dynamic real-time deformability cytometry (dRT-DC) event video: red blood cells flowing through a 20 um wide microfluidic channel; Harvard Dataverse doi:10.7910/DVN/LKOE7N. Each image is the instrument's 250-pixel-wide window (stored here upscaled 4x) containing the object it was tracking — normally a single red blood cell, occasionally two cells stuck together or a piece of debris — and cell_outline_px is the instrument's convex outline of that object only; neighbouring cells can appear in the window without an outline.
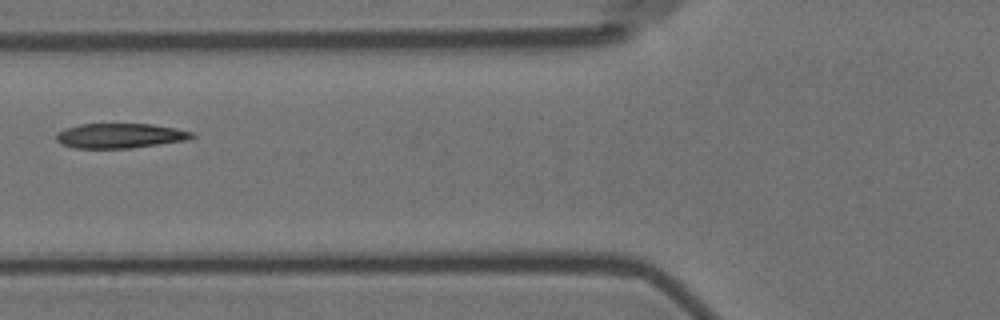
{"species": "Egyptian fruit bat (a non-hibernating species)", "species_latin": "Rousettus aegyptiacus", "temperature_condition": "room temperature", "stored_images_in_passage": 6, "camera_frame_rate_fps": 3000, "um_per_image_px": 0.085, "animal": {"sex": "female"}, "frame": {"image": 1, "passage_image": 4, "time_ms": 3.667, "image_size_px": [1000, 320], "cell_outline_px": [[196, 136], [184, 140], [128, 148], [76, 148], [64, 144], [56, 140], [56, 132], [64, 128], [80, 124], [152, 124], [176, 128], [192, 132]], "centroid_in_image_um": [10.16, 11.52], "position_along_channel_um": 115.6, "area_um2": 19.36}}
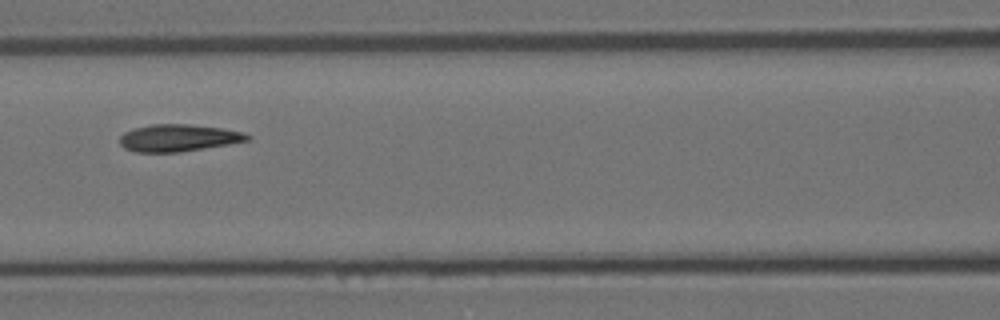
{"frame": {"image": 2, "passage_image": 5, "time_ms": 4.667, "image_size_px": [1000, 320], "cell_outline_px": [[252, 140], [180, 152], [136, 152], [124, 148], [120, 144], [120, 136], [124, 132], [132, 128], [152, 124], [188, 124], [220, 128], [240, 132], [252, 136]], "centroid_in_image_um": [15.14, 11.72], "position_along_channel_um": 151.5, "area_um2": 20.11}}
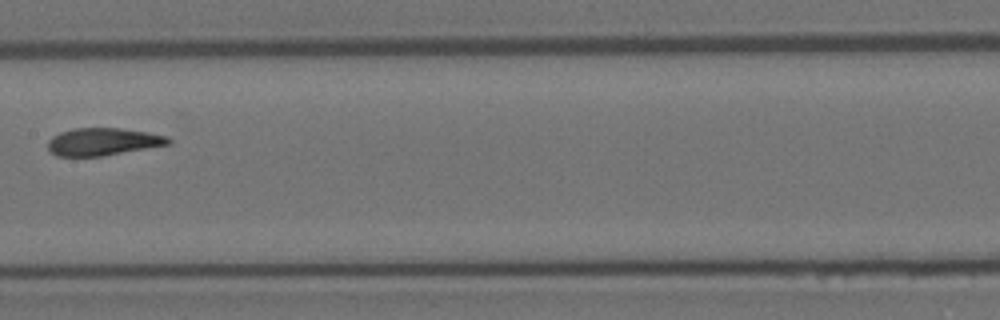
{"frame": {"image": 3, "passage_image": 6, "time_ms": 6.0, "image_size_px": [1000, 320], "cell_outline_px": [[172, 144], [100, 156], [56, 156], [48, 148], [48, 140], [52, 136], [60, 132], [72, 128], [120, 128], [148, 132], [168, 136], [172, 140]], "centroid_in_image_um": [8.77, 12.03], "position_along_channel_um": 198.6, "area_um2": 19.36}}